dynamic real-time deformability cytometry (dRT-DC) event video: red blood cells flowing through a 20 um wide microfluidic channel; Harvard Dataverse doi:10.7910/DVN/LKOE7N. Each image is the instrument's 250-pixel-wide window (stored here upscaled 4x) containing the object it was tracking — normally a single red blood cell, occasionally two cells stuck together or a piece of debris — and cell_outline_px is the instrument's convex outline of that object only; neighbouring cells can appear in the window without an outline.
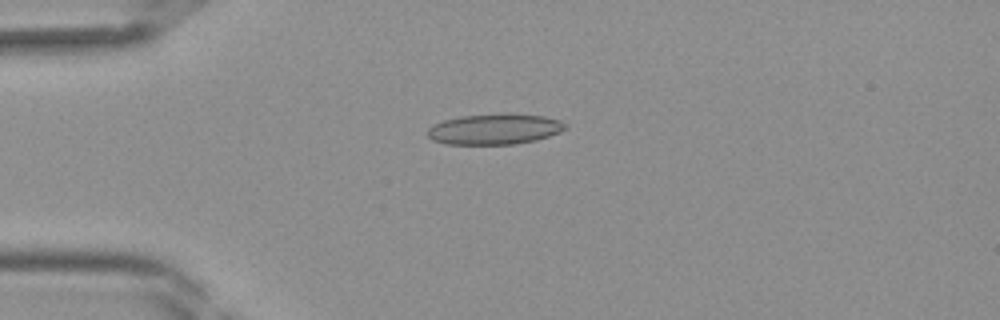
{"species": "Egyptian fruit bat (a non-hibernating species)", "species_latin": "Rousettus aegyptiacus", "temperature_condition": "room temperature", "stored_images_in_passage": 42, "segment_of_instrument_passage": [1, 2], "camera_frame_rate_fps": 3000, "um_per_image_px": 0.085, "frame": {"image": 1, "passage_image": 10, "time_ms": 3.0, "image_size_px": [1000, 320], "cell_outline_px": [[568, 128], [560, 132], [536, 140], [516, 144], [444, 144], [432, 140], [428, 136], [428, 128], [432, 124], [444, 120], [460, 116], [508, 112], [544, 116], [560, 120]], "centroid_in_image_um": [42.04, 10.96], "position_along_channel_um": 43.0, "area_um2": 24.97}}
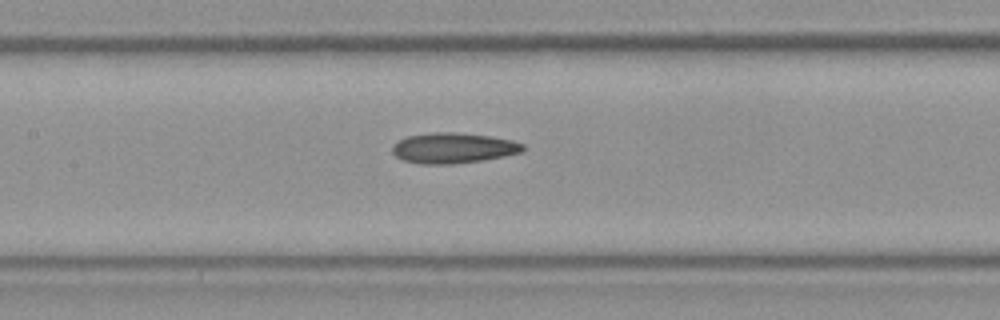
{"frame": {"image": 2, "passage_image": 19, "time_ms": 6.0, "image_size_px": [1000, 320], "cell_outline_px": [[524, 148], [520, 152], [504, 156], [480, 160], [452, 164], [420, 164], [404, 160], [396, 156], [392, 152], [392, 144], [408, 136], [432, 132], [456, 132], [492, 136], [512, 140], [524, 144]], "centroid_in_image_um": [38.51, 12.57], "position_along_channel_um": 168.9, "area_um2": 23.12}}
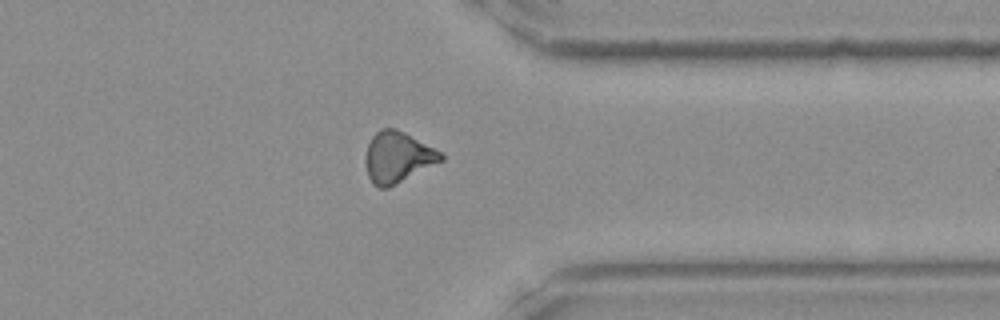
{"frame": {"image": 3, "passage_image": 32, "time_ms": 10.333, "image_size_px": [1000, 320], "cell_outline_px": [[444, 160], [388, 188], [380, 188], [372, 184], [368, 176], [364, 164], [364, 156], [368, 144], [372, 136], [380, 128], [396, 128], [444, 152]], "centroid_in_image_um": [33.79, 13.36], "position_along_channel_um": 377.6, "area_um2": 22.77}}